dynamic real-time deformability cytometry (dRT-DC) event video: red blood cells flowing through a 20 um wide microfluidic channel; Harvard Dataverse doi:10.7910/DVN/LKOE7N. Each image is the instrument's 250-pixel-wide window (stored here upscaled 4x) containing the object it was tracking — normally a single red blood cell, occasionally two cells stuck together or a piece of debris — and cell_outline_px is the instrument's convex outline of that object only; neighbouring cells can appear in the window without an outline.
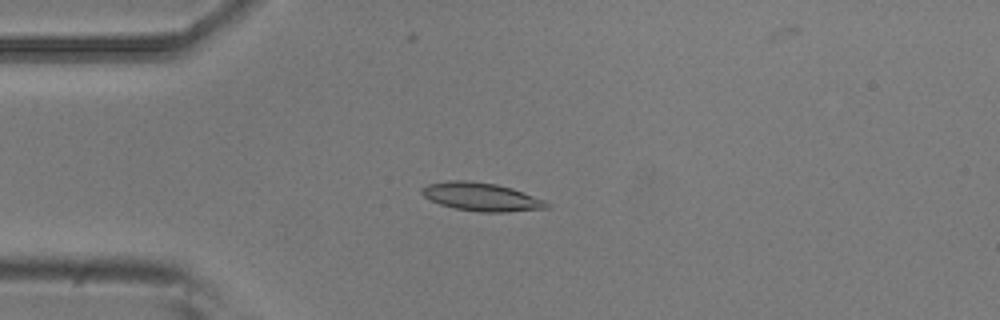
{"species": "common noctule bat (a hibernating species)", "species_latin": "Nyctalus noctula", "temperature_condition": "room temperature", "stored_images_in_passage": 6, "camera_frame_rate_fps": 3000, "um_per_image_px": 0.085, "animal": {"sex": "male", "body_mass_g": 20.5, "forearm_length_mm": 52.5}, "frame": {"image": 1, "passage_image": 4, "time_ms": 1.0, "image_size_px": [1000, 320], "cell_outline_px": [[548, 208], [504, 212], [480, 212], [456, 208], [440, 204], [424, 196], [420, 192], [420, 188], [428, 184], [448, 180], [468, 180], [496, 184], [512, 188], [544, 200], [548, 204]], "centroid_in_image_um": [40.88, 16.72], "position_along_channel_um": 44.1, "area_um2": 20.4}}
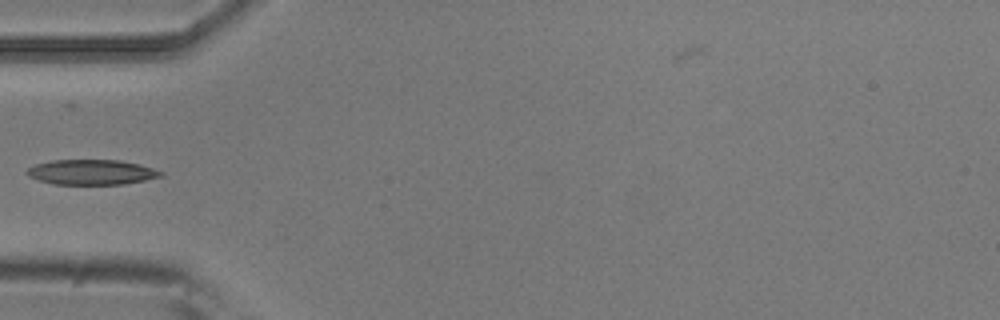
{"frame": {"image": 2, "passage_image": 5, "time_ms": 1.333, "image_size_px": [1000, 320], "cell_outline_px": [[164, 176], [124, 184], [52, 184], [28, 176], [24, 172], [28, 168], [36, 164], [52, 160], [120, 160], [152, 168], [164, 172]], "centroid_in_image_um": [7.76, 14.63], "position_along_channel_um": 77.2, "area_um2": 19.48}}
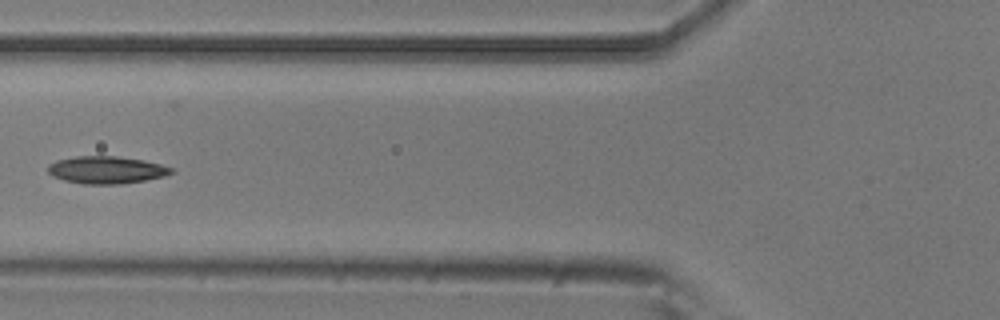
{"frame": {"image": 3, "passage_image": 6, "time_ms": 1.667, "image_size_px": [1000, 320], "cell_outline_px": [[176, 172], [164, 176], [144, 180], [120, 184], [84, 184], [64, 180], [52, 176], [48, 172], [48, 164], [56, 160], [76, 156], [116, 156], [140, 160], [160, 164], [176, 168]], "centroid_in_image_um": [9.05, 14.44], "position_along_channel_um": 116.7, "area_um2": 19.71}}